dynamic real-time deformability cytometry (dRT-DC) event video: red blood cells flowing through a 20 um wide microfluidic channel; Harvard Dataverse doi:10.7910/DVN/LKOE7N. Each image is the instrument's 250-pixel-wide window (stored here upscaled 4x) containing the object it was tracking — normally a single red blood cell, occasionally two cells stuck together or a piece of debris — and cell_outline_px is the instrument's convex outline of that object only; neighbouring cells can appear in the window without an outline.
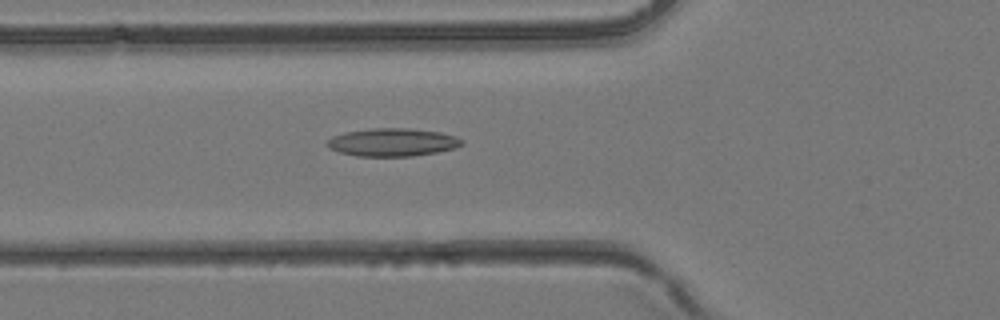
{"species": "common noctule bat (a hibernating species)", "species_latin": "Nyctalus noctula", "temperature_condition": "room temperature", "stored_images_in_passage": 43, "camera_frame_rate_fps": 3000, "um_per_image_px": 0.085, "animal": {"sex": "female", "body_mass_g": 24.6, "forearm_length_mm": 56.2}, "frame": {"image": 1, "passage_image": 16, "time_ms": 5.0, "image_size_px": [1000, 320], "cell_outline_px": [[464, 144], [456, 148], [436, 152], [412, 156], [356, 156], [340, 152], [328, 148], [324, 144], [332, 136], [344, 132], [368, 128], [408, 128], [440, 132], [456, 136], [464, 140]], "centroid_in_image_um": [33.35, 12.08], "position_along_channel_um": 92.4, "area_um2": 22.2}}
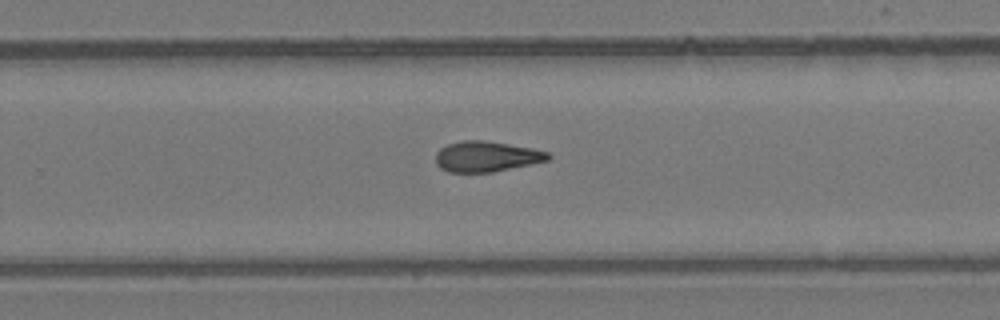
{"frame": {"image": 2, "passage_image": 28, "time_ms": 9.0, "image_size_px": [1000, 320], "cell_outline_px": [[552, 156], [548, 160], [492, 172], [448, 172], [440, 168], [436, 164], [436, 152], [440, 148], [448, 144], [464, 140], [484, 140], [532, 148], [548, 152]], "centroid_in_image_um": [41.32, 13.3], "position_along_channel_um": 288.5, "area_um2": 19.88}}
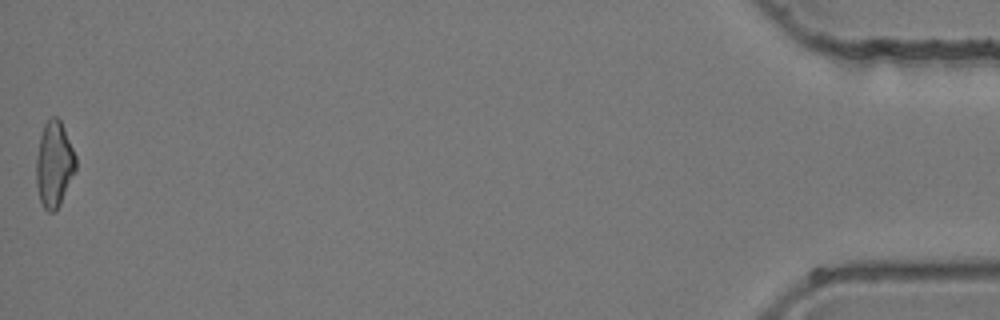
{"frame": {"image": 3, "passage_image": 43, "time_ms": 14.0, "image_size_px": [1000, 320], "cell_outline_px": [[76, 172], [60, 204], [52, 212], [48, 212], [44, 208], [40, 200], [36, 184], [36, 156], [40, 136], [44, 124], [52, 116], [56, 116], [60, 120], [64, 128], [76, 156]], "centroid_in_image_um": [4.61, 13.96], "position_along_channel_um": 430.6, "area_um2": 19.83}}